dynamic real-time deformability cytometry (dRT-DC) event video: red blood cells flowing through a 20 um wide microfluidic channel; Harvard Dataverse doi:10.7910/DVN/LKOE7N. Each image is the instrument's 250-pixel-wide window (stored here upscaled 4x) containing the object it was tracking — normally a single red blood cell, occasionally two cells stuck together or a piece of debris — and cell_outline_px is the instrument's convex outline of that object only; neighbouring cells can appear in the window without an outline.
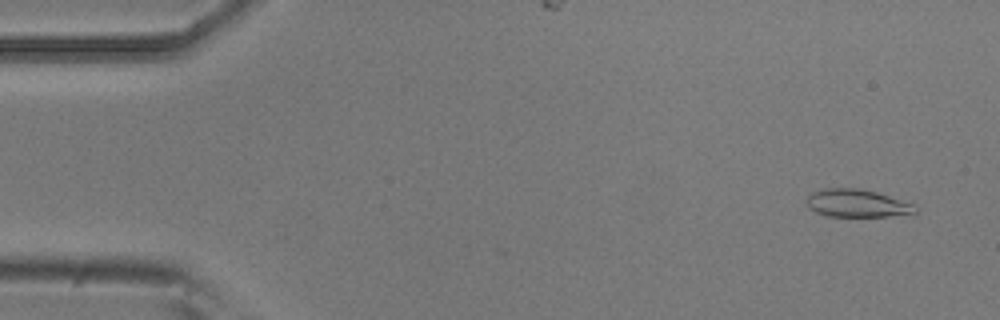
{"species": "common noctule bat (a hibernating species)", "species_latin": "Nyctalus noctula", "temperature_condition": "room temperature", "stored_images_in_passage": 4, "camera_frame_rate_fps": 3000, "um_per_image_px": 0.085, "animal": {"sex": "male", "body_mass_g": 20.5, "forearm_length_mm": 52.5}, "frame": {"image": 1, "passage_image": 1, "time_ms": 0.0, "image_size_px": [1000, 320], "cell_outline_px": [[920, 212], [888, 216], [824, 216], [808, 208], [808, 196], [812, 192], [824, 188], [856, 188], [876, 192], [912, 204]], "centroid_in_image_um": [72.81, 17.28], "position_along_channel_um": 12.2, "area_um2": 17.34}}
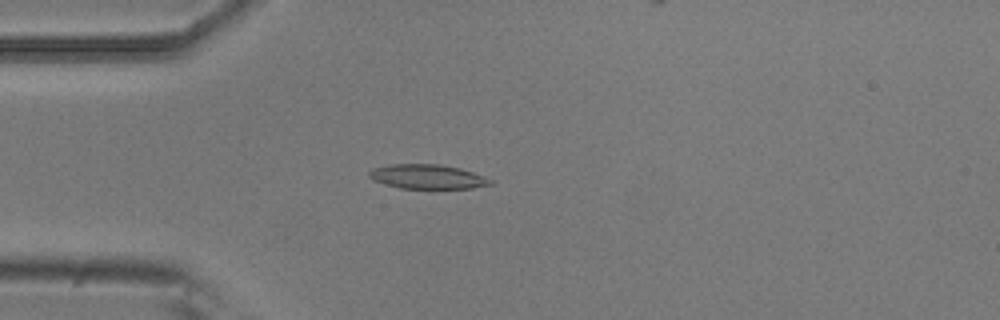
{"frame": {"image": 2, "passage_image": 4, "time_ms": 1.0, "image_size_px": [1000, 320], "cell_outline_px": [[496, 184], [472, 188], [400, 188], [384, 184], [372, 180], [368, 176], [368, 172], [372, 168], [388, 164], [440, 164], [460, 168], [484, 176], [492, 180]], "centroid_in_image_um": [36.32, 15.01], "position_along_channel_um": 48.7, "area_um2": 17.4}}